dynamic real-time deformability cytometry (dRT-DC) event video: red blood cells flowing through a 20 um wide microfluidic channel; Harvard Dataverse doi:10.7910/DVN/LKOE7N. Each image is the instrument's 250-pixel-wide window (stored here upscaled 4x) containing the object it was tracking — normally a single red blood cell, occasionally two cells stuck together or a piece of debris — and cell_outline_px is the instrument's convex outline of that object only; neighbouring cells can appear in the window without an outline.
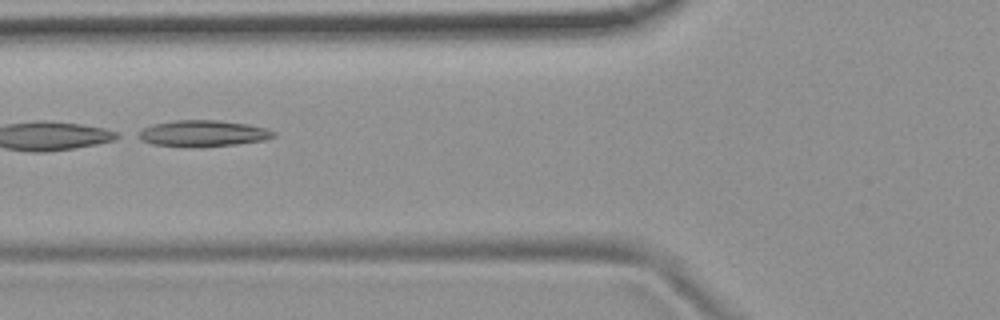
{"species": "common noctule bat (a hibernating species)", "species_latin": "Nyctalus noctula", "temperature_condition": "room temperature", "stored_images_in_passage": 17, "camera_frame_rate_fps": 3000, "um_per_image_px": 0.085, "animal": {"sex": "female", "body_mass_g": 19.9}, "frame": {"image": 1, "passage_image": 15, "time_ms": 4.667, "image_size_px": [1000, 320], "cell_outline_px": [[276, 136], [264, 140], [236, 144], [184, 148], [152, 144], [140, 140], [132, 136], [144, 128], [156, 124], [176, 120], [220, 120], [248, 124], [264, 128], [276, 132]], "centroid_in_image_um": [17.19, 11.35], "position_along_channel_um": 108.6, "area_um2": 20.92}}